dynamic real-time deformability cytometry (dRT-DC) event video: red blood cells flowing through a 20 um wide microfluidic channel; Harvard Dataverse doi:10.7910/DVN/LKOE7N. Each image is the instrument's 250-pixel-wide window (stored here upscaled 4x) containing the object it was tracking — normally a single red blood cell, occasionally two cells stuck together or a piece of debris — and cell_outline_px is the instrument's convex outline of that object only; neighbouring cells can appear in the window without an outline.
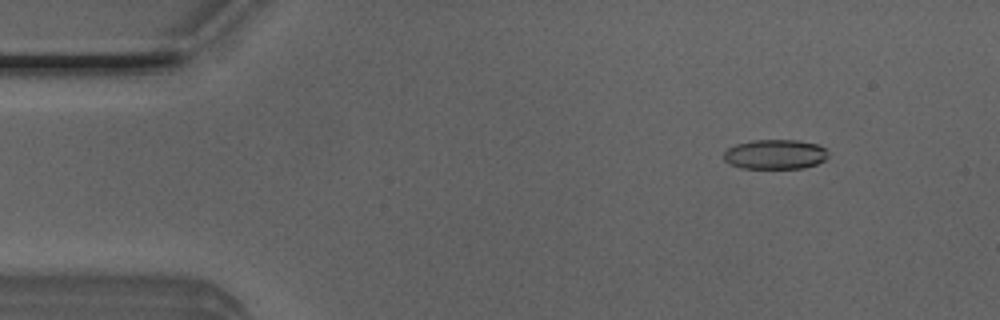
{"species": "Egyptian fruit bat (a non-hibernating species)", "species_latin": "Rousettus aegyptiacus", "temperature_condition": "room temperature", "stored_images_in_passage": 51, "camera_frame_rate_fps": 3000, "um_per_image_px": 0.085, "animal": {"sex": "male"}, "frame": {"image": 1, "passage_image": 6, "time_ms": 1.667, "image_size_px": [1000, 320], "cell_outline_px": [[828, 156], [824, 160], [816, 164], [804, 168], [740, 168], [724, 160], [724, 152], [728, 148], [736, 144], [752, 140], [796, 140], [816, 144], [824, 148], [828, 152]], "centroid_in_image_um": [65.88, 13.12], "position_along_channel_um": 19.1, "area_um2": 17.98}}
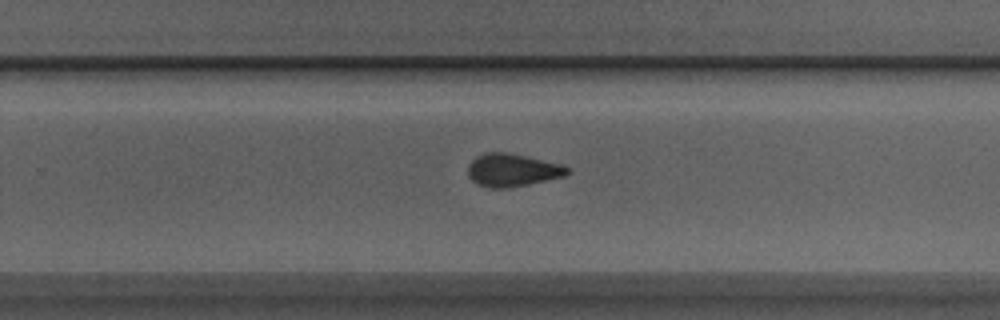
{"frame": {"image": 2, "passage_image": 32, "time_ms": 10.333, "image_size_px": [1000, 320], "cell_outline_px": [[572, 172], [564, 176], [528, 184], [508, 188], [492, 188], [476, 184], [468, 176], [468, 164], [476, 156], [484, 152], [508, 152], [560, 164], [572, 168]], "centroid_in_image_um": [43.54, 14.45], "position_along_channel_um": 286.3, "area_um2": 19.13}}
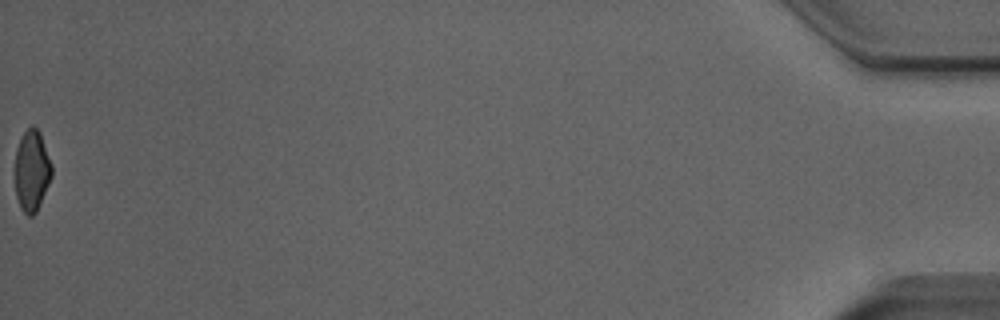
{"frame": {"image": 3, "passage_image": 51, "time_ms": 16.667, "image_size_px": [1000, 320], "cell_outline_px": [[52, 176], [36, 212], [32, 216], [28, 216], [20, 208], [16, 196], [12, 172], [16, 148], [20, 136], [32, 124], [40, 132], [52, 164]], "centroid_in_image_um": [2.65, 14.49], "position_along_channel_um": 432.5, "area_um2": 18.03}, "authors_computed_cell_mechanics": {"area_um2": 18.8428, "velocity_mm_per_s": 4.0429, "shape_relaxation_time_tau1_ms": null, "shape_relaxation_time_tau2_ms": 2.9076, "deformation_change_tau1": null, "deformation_change_tau2": 0.1108}}